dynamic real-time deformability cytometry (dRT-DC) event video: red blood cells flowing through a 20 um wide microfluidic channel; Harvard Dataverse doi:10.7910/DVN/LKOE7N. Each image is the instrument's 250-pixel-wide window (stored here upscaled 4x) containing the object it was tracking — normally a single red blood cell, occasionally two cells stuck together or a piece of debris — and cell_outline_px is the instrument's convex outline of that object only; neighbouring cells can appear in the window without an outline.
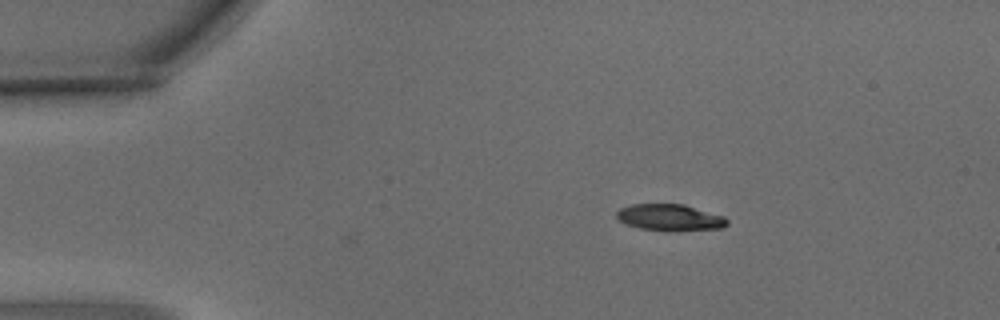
{"species": "common noctule bat (a hibernating species)", "species_latin": "Nyctalus noctula", "temperature_condition": "warm", "stored_images_in_passage": 2, "camera_frame_rate_fps": 3000, "um_per_image_px": 0.085, "animal": {"sex": "male", "body_mass_g": 15.6}, "frame": {"image": 1, "passage_image": 1, "time_ms": 0.0, "image_size_px": [1000, 320], "cell_outline_px": [[728, 224], [724, 228], [640, 228], [624, 224], [616, 216], [616, 212], [620, 208], [632, 204], [684, 204], [724, 216], [728, 220]], "centroid_in_image_um": [56.91, 18.43], "position_along_channel_um": 28.1, "area_um2": 16.18}}
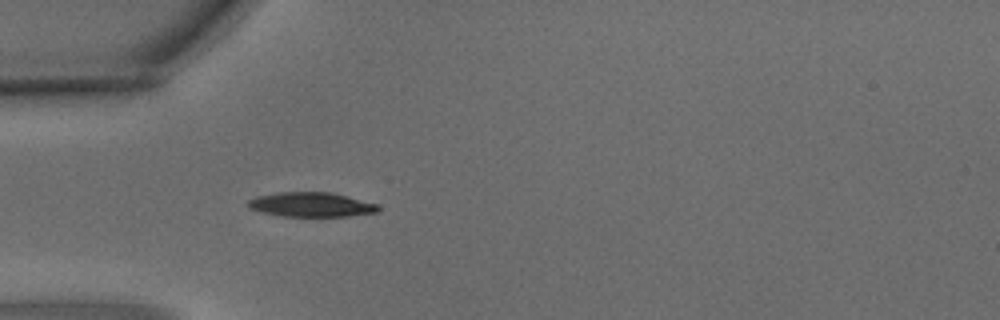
{"frame": {"image": 2, "passage_image": 2, "time_ms": 0.333, "image_size_px": [1000, 320], "cell_outline_px": [[380, 208], [376, 212], [348, 216], [280, 216], [248, 208], [248, 200], [256, 196], [276, 192], [328, 192], [376, 204]], "centroid_in_image_um": [26.38, 17.39], "position_along_channel_um": 58.6, "area_um2": 18.26}}